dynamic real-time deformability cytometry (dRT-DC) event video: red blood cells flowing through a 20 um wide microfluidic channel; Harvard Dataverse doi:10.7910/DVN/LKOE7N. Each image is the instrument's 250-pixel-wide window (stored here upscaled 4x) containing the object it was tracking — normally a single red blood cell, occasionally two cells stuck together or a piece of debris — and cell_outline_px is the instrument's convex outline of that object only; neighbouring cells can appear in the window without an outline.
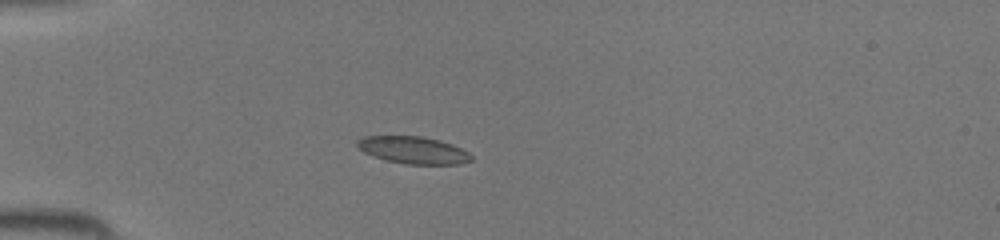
{"species": "common noctule bat (a hibernating species)", "species_latin": "Nyctalus noctula", "temperature_condition": "room temperature", "stored_images_in_passage": 42, "camera_frame_rate_fps": 3000, "um_per_image_px": 0.085, "animal": {"sex": "female", "body_mass_g": 19.5, "forearm_length_mm": 54.1}, "frame": {"image": 1, "passage_image": 11, "time_ms": 3.333, "image_size_px": [1000, 240], "cell_outline_px": [[472, 160], [460, 164], [404, 164], [384, 160], [372, 156], [356, 148], [356, 140], [364, 136], [420, 136], [440, 140], [452, 144], [468, 152], [472, 156]], "centroid_in_image_um": [35.08, 12.76], "position_along_channel_um": 49.9, "area_um2": 18.26}}
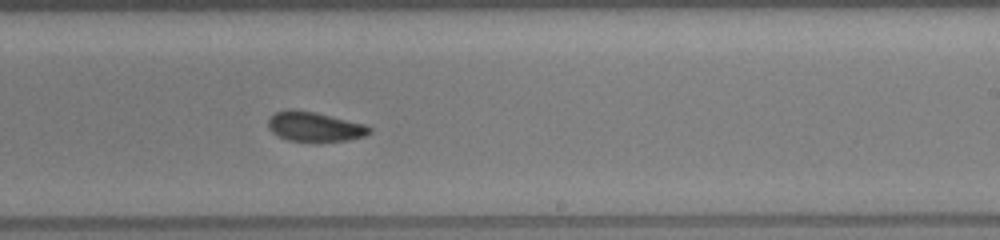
{"frame": {"image": 2, "passage_image": 26, "time_ms": 8.333, "image_size_px": [1000, 240], "cell_outline_px": [[372, 132], [364, 136], [348, 140], [288, 140], [272, 132], [268, 128], [268, 120], [276, 112], [288, 108], [292, 108], [312, 112], [368, 124], [372, 128]], "centroid_in_image_um": [26.77, 10.74], "position_along_channel_um": 262.2, "area_um2": 17.22}}
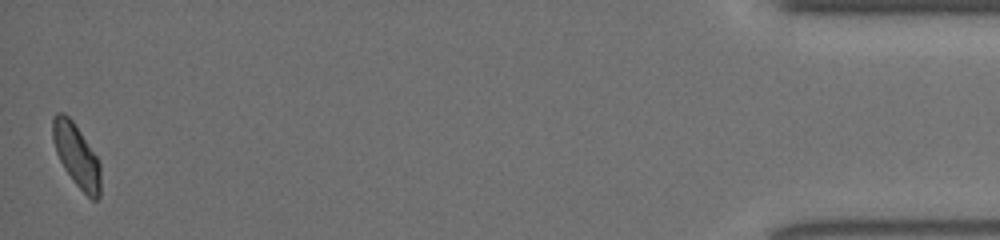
{"frame": {"image": 3, "passage_image": 42, "time_ms": 13.667, "image_size_px": [1000, 240], "cell_outline_px": [[100, 196], [96, 200], [92, 200], [72, 180], [64, 168], [56, 152], [52, 140], [52, 116], [56, 112], [64, 112], [72, 120], [96, 156], [100, 164]], "centroid_in_image_um": [6.48, 13.19], "position_along_channel_um": 428.7, "area_um2": 17.46}}